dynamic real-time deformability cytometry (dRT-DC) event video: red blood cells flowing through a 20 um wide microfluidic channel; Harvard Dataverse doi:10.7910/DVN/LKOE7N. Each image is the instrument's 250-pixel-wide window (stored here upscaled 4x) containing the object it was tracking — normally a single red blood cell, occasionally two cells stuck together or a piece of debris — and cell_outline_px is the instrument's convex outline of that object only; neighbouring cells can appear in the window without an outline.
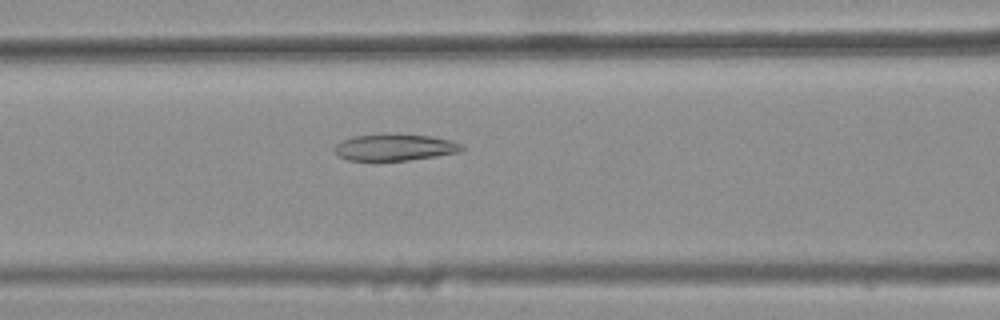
{"species": "common noctule bat (a hibernating species)", "species_latin": "Nyctalus noctula", "temperature_condition": "warm", "stored_images_in_passage": 34, "camera_frame_rate_fps": 3000, "um_per_image_px": 0.085, "animal": {"sex": "female", "body_mass_g": 25.1}, "frame": {"image": 1, "passage_image": 9, "time_ms": 2.667, "image_size_px": [1000, 320], "cell_outline_px": [[464, 148], [460, 152], [436, 156], [408, 160], [348, 160], [340, 156], [332, 148], [340, 140], [352, 136], [432, 136], [452, 140], [464, 144]], "centroid_in_image_um": [33.59, 12.55], "position_along_channel_um": 133.0, "area_um2": 19.13}}
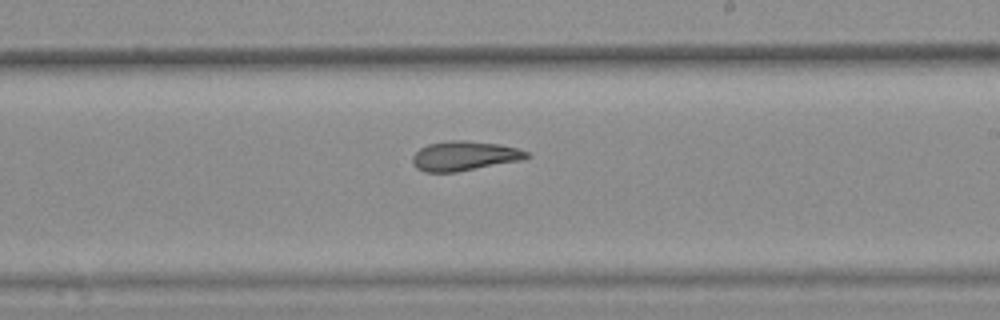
{"frame": {"image": 2, "passage_image": 18, "time_ms": 5.667, "image_size_px": [1000, 320], "cell_outline_px": [[532, 156], [524, 160], [456, 172], [424, 172], [416, 168], [412, 164], [412, 156], [420, 148], [428, 144], [448, 140], [464, 140], [500, 144], [516, 148], [528, 152]], "centroid_in_image_um": [39.48, 13.25], "position_along_channel_um": 249.5, "area_um2": 19.88}}
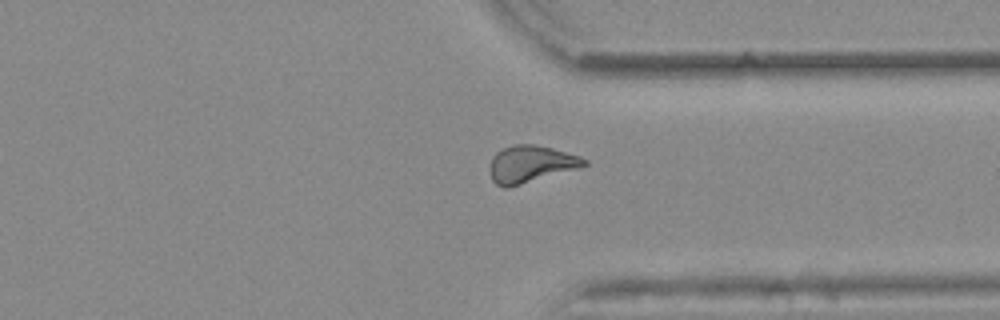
{"frame": {"image": 3, "passage_image": 27, "time_ms": 8.667, "image_size_px": [1000, 320], "cell_outline_px": [[588, 164], [580, 168], [508, 188], [504, 188], [496, 184], [492, 180], [488, 168], [492, 156], [500, 148], [512, 144], [532, 144], [552, 148], [580, 156], [588, 160]], "centroid_in_image_um": [45.08, 13.95], "position_along_channel_um": 366.3, "area_um2": 20.75}, "authors_computed_cell_mechanics": {"area_um2": 19.7098, "velocity_mm_per_s": 3.896, "shape_relaxation_time_tau1_ms": null, "shape_relaxation_time_tau2_ms": 3.2932, "deformation_change_tau1": null, "deformation_change_tau2": 0.1144}}